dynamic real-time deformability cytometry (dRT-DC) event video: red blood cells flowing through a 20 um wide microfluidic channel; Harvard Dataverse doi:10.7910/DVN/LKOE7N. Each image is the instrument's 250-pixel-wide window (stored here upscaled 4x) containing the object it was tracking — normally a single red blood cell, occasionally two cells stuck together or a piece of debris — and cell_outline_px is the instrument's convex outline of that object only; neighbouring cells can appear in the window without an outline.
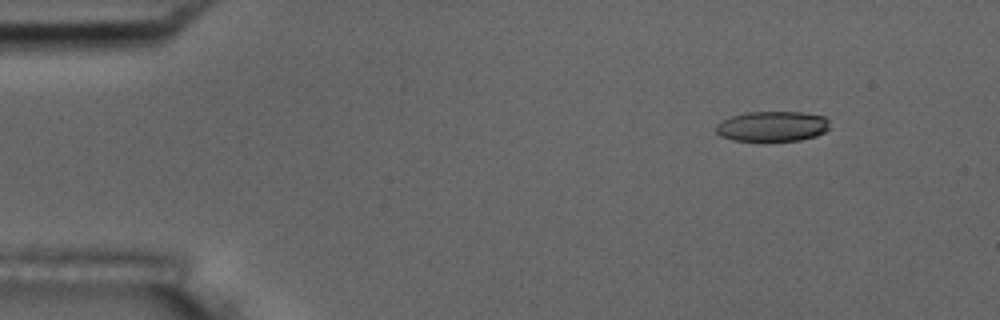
{"species": "common noctule bat (a hibernating species)", "species_latin": "Nyctalus noctula", "temperature_condition": "room temperature", "stored_images_in_passage": 6, "camera_frame_rate_fps": 3000, "um_per_image_px": 0.085, "animal": {"sex": "male", "body_mass_g": 17.5, "forearm_length_mm": 52.3}, "frame": {"image": 1, "passage_image": 2, "time_ms": 0.333, "image_size_px": [1000, 320], "cell_outline_px": [[828, 128], [824, 132], [816, 136], [800, 140], [732, 140], [720, 136], [716, 132], [716, 124], [732, 116], [748, 112], [804, 112], [824, 116], [828, 120]], "centroid_in_image_um": [65.65, 10.73], "position_along_channel_um": 19.3, "area_um2": 19.83}}
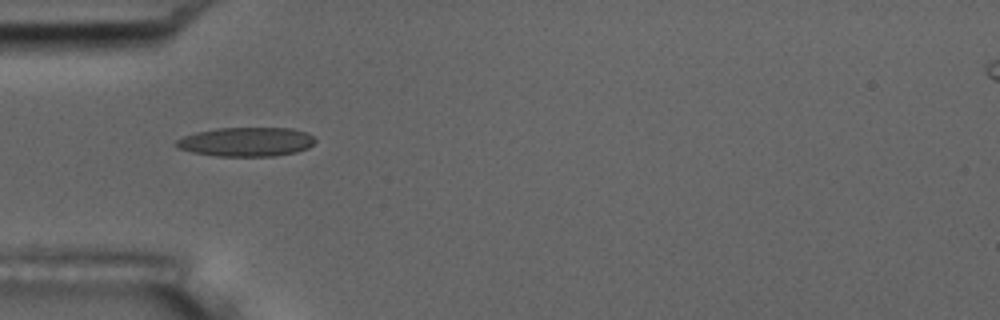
{"frame": {"image": 2, "passage_image": 5, "time_ms": 1.333, "image_size_px": [1000, 320], "cell_outline_px": [[316, 140], [308, 148], [296, 152], [272, 156], [216, 156], [192, 152], [176, 148], [176, 140], [184, 136], [196, 132], [216, 128], [292, 128], [308, 132]], "centroid_in_image_um": [20.93, 12.05], "position_along_channel_um": 64.1, "area_um2": 23.64}}